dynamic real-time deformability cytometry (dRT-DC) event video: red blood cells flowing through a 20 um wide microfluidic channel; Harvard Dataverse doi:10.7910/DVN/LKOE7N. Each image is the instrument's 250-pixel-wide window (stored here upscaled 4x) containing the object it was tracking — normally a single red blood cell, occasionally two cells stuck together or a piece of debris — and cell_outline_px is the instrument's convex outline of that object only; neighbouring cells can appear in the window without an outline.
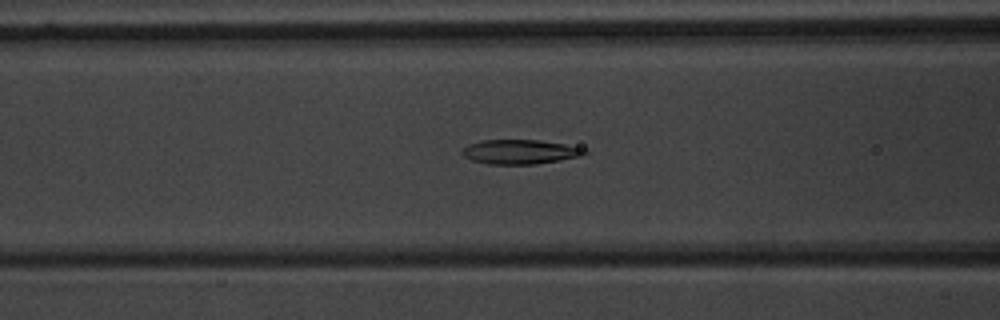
{"species": "common noctule bat (a hibernating species)", "species_latin": "Nyctalus noctula", "temperature_condition": "warm", "stored_images_in_passage": 54, "camera_frame_rate_fps": 3000, "um_per_image_px": 0.085, "animal": {"sex": "male", "body_mass_g": 20.1, "forearm_length_mm": 53.5}, "frame": {"image": 1, "passage_image": 21, "time_ms": 6.667, "image_size_px": [1000, 320], "cell_outline_px": [[588, 152], [580, 156], [560, 160], [536, 164], [488, 164], [472, 160], [464, 156], [460, 152], [468, 144], [480, 140], [540, 140], [564, 144], [584, 148]], "centroid_in_image_um": [44.18, 12.9], "position_along_channel_um": 122.4, "area_um2": 17.4}}
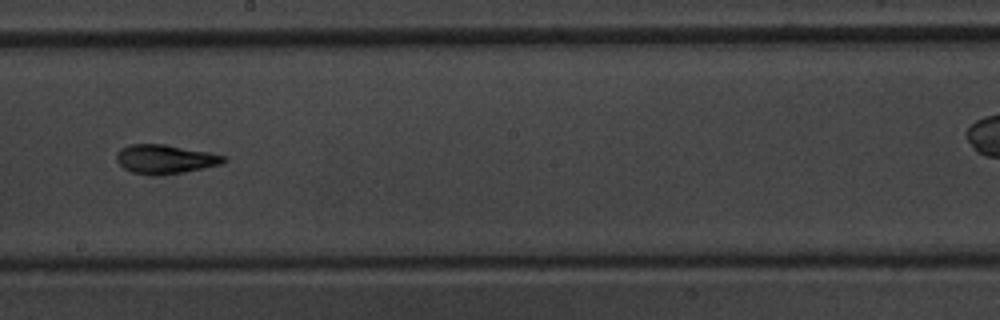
{"frame": {"image": 2, "passage_image": 30, "time_ms": 9.667, "image_size_px": [1000, 320], "cell_outline_px": [[228, 160], [220, 164], [204, 168], [184, 172], [132, 172], [124, 168], [116, 160], [116, 152], [120, 148], [128, 144], [164, 144], [212, 152], [228, 156]], "centroid_in_image_um": [14.09, 13.46], "position_along_channel_um": 234.1, "area_um2": 17.69}}
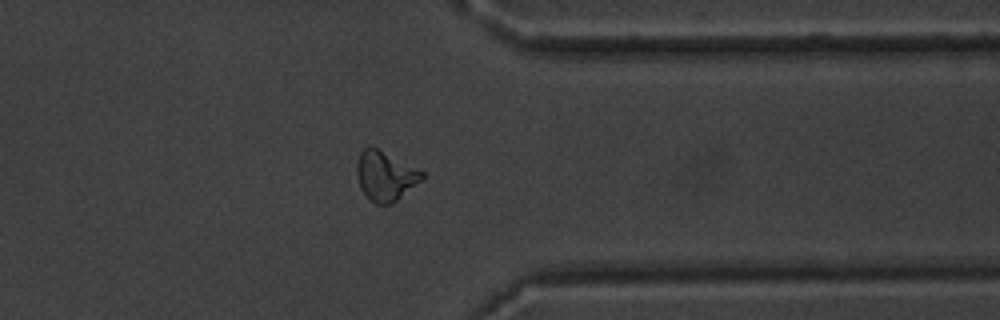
{"frame": {"image": 3, "passage_image": 42, "time_ms": 13.667, "image_size_px": [1000, 320], "cell_outline_px": [[424, 176], [420, 180], [396, 200], [388, 204], [376, 204], [360, 188], [356, 172], [356, 164], [360, 152], [368, 144], [372, 144], [424, 172]], "centroid_in_image_um": [32.7, 14.88], "position_along_channel_um": 378.7, "area_um2": 18.67}, "authors_computed_cell_mechanics": {"area_um2": 18.1781, "velocity_mm_per_s": 3.7268, "shape_relaxation_time_tau1_ms": 3.7967, "shape_relaxation_time_tau2_ms": 1.9385, "deformation_change_tau1": 0.1815, "deformation_change_tau2": 0.0907}}